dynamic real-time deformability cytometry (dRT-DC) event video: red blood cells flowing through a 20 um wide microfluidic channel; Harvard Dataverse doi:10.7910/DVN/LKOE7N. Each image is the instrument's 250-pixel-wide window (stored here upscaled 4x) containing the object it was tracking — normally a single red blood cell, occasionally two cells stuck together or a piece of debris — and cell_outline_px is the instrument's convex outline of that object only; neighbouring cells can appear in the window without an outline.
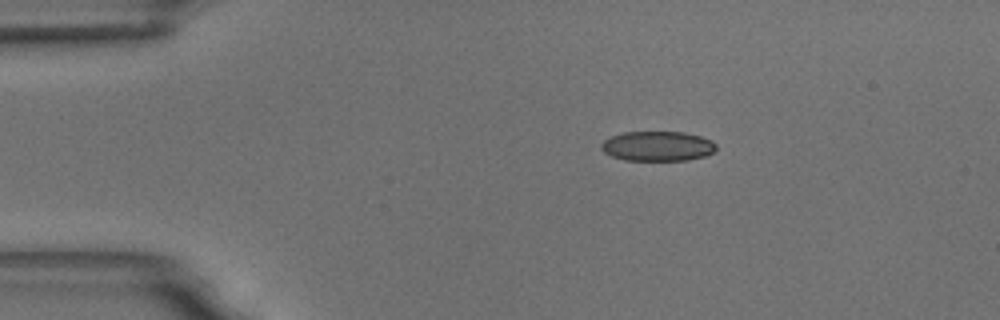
{"species": "common noctule bat (a hibernating species)", "species_latin": "Nyctalus noctula", "temperature_condition": "room temperature", "stored_images_in_passage": 9, "camera_frame_rate_fps": 3000, "um_per_image_px": 0.085, "animal": {"sex": "male", "body_mass_g": 18.8}, "frame": {"image": 1, "passage_image": 1, "time_ms": 0.0, "image_size_px": [1000, 320], "cell_outline_px": [[716, 148], [712, 152], [704, 156], [688, 160], [624, 160], [612, 156], [604, 152], [600, 148], [600, 144], [604, 140], [612, 136], [624, 132], [684, 132], [700, 136], [712, 140], [716, 144]], "centroid_in_image_um": [55.88, 12.42], "position_along_channel_um": 29.1, "area_um2": 19.94}}
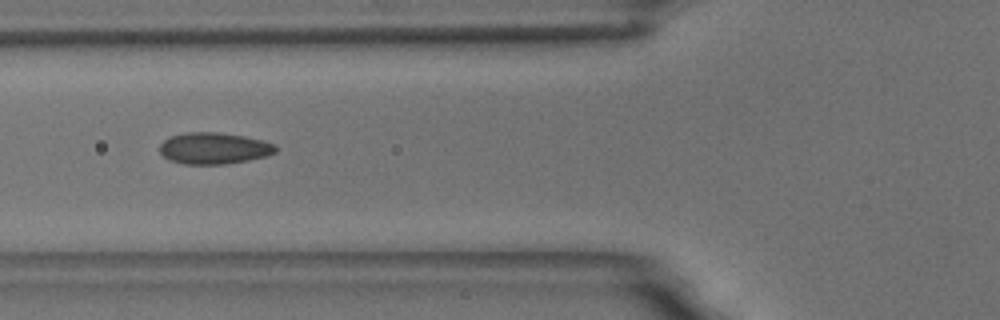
{"frame": {"image": 2, "passage_image": 4, "time_ms": 3.667, "image_size_px": [1000, 320], "cell_outline_px": [[276, 152], [264, 156], [248, 160], [224, 164], [184, 164], [168, 160], [160, 152], [160, 144], [164, 140], [172, 136], [188, 132], [220, 132], [244, 136], [276, 144]], "centroid_in_image_um": [18.17, 12.6], "position_along_channel_um": 107.6, "area_um2": 21.15}}
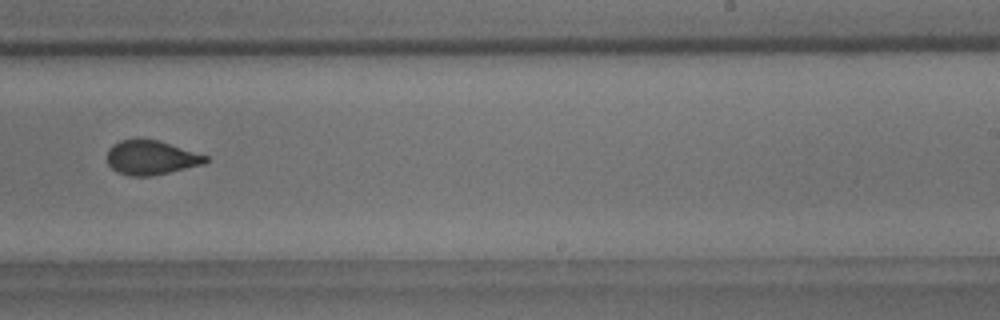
{"frame": {"image": 3, "passage_image": 8, "time_ms": 8.333, "image_size_px": [1000, 320], "cell_outline_px": [[208, 160], [204, 164], [152, 176], [128, 176], [116, 172], [108, 164], [108, 148], [112, 144], [120, 140], [156, 140], [208, 156]], "centroid_in_image_um": [12.81, 13.42], "position_along_channel_um": 276.2, "area_um2": 19.42}}